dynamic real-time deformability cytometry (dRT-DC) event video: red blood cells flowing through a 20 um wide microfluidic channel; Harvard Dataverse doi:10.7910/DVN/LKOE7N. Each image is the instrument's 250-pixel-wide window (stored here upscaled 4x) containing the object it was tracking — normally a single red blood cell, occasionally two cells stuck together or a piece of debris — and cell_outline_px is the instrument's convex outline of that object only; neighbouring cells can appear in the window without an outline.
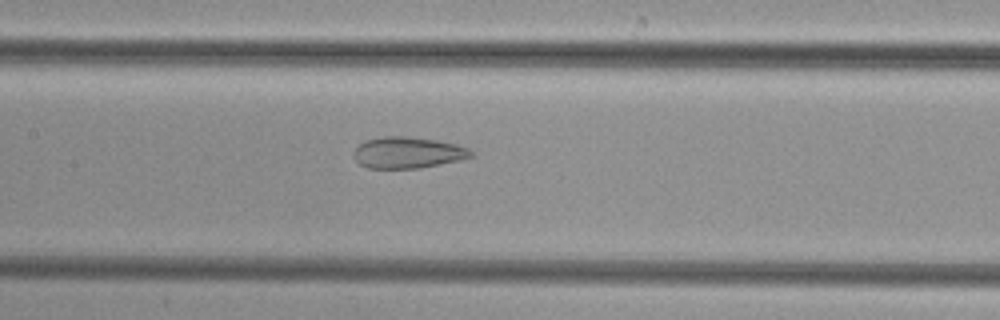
{"species": "common noctule bat (a hibernating species)", "species_latin": "Nyctalus noctula", "temperature_condition": "cold", "stored_images_in_passage": 50, "camera_frame_rate_fps": 3000, "um_per_image_px": 0.085, "animal": {"sex": "female", "body_mass_g": 29.2, "forearm_length_mm": 56.3}, "frame": {"image": 1, "passage_image": 24, "time_ms": 7.667, "image_size_px": [1000, 320], "cell_outline_px": [[476, 156], [464, 160], [420, 168], [368, 168], [360, 164], [356, 160], [352, 152], [364, 140], [384, 136], [404, 136], [436, 140], [456, 144], [468, 148], [476, 152]], "centroid_in_image_um": [34.73, 12.98], "position_along_channel_um": 172.7, "area_um2": 21.73}}
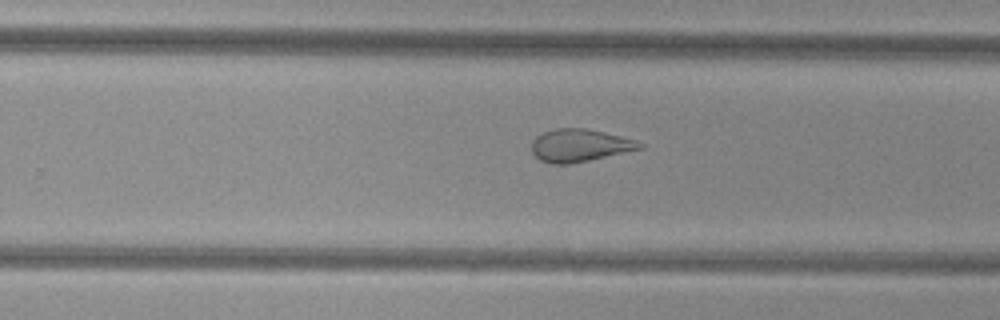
{"frame": {"image": 2, "passage_image": 32, "time_ms": 10.333, "image_size_px": [1000, 320], "cell_outline_px": [[644, 148], [588, 160], [568, 164], [552, 164], [540, 160], [532, 152], [532, 140], [536, 136], [544, 132], [556, 128], [588, 128], [636, 140], [644, 144]], "centroid_in_image_um": [49.27, 12.35], "position_along_channel_um": 280.5, "area_um2": 20.46}}
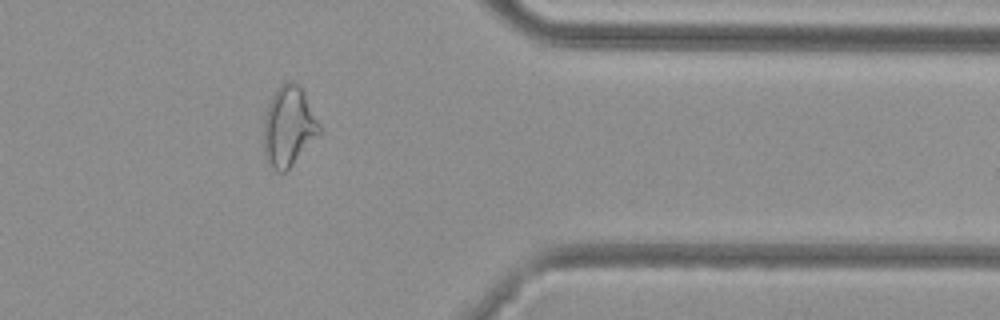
{"frame": {"image": 3, "passage_image": 41, "time_ms": 13.333, "image_size_px": [1000, 320], "cell_outline_px": [[320, 132], [292, 164], [284, 172], [276, 172], [268, 164], [264, 156], [264, 120], [268, 104], [272, 96], [280, 84], [288, 80], [292, 80], [300, 84], [320, 124]], "centroid_in_image_um": [24.51, 10.71], "position_along_channel_um": 386.9, "area_um2": 25.78}}